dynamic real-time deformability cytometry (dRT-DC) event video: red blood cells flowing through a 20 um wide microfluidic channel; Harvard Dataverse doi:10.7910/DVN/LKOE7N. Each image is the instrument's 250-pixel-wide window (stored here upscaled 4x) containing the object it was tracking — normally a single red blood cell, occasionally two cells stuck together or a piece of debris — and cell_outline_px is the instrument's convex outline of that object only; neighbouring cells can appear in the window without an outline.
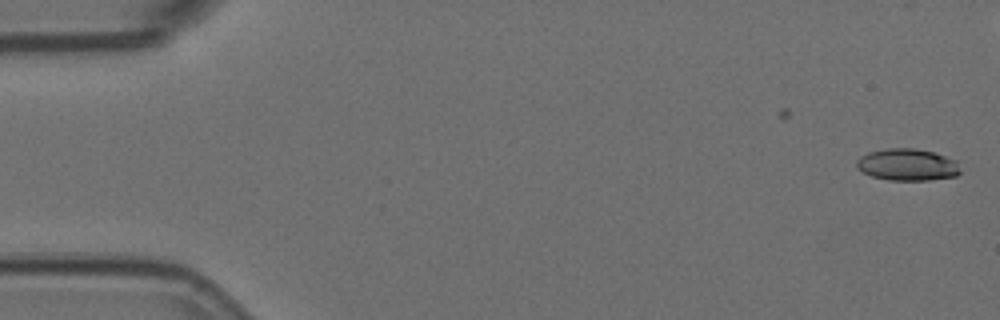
{"species": "Egyptian fruit bat (a non-hibernating species)", "species_latin": "Rousettus aegyptiacus", "temperature_condition": "room temperature", "stored_images_in_passage": 2, "camera_frame_rate_fps": 3000, "um_per_image_px": 0.085, "animal": {"sex": "female"}, "frame": {"image": 1, "passage_image": 2, "time_ms": 0.333, "image_size_px": [1000, 320], "cell_outline_px": [[960, 172], [956, 176], [928, 180], [888, 180], [872, 176], [856, 168], [856, 160], [860, 156], [868, 152], [888, 148], [916, 148], [932, 152], [956, 160]], "centroid_in_image_um": [77.1, 14.0], "position_along_channel_um": 7.9, "area_um2": 19.25}}